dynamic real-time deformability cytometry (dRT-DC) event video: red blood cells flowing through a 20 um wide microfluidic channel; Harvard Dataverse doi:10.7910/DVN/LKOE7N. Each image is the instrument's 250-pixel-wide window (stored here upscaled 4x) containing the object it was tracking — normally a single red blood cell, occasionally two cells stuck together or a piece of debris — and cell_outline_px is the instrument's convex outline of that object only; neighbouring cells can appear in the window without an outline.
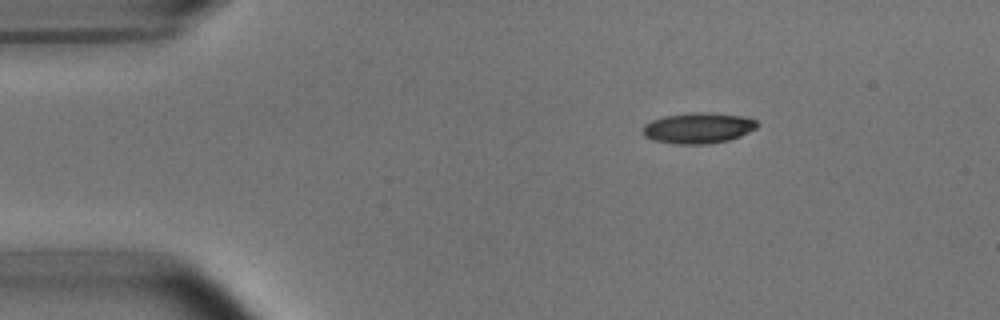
{"species": "common noctule bat (a hibernating species)", "species_latin": "Nyctalus noctula", "temperature_condition": "room temperature", "stored_images_in_passage": 45, "camera_frame_rate_fps": 3000, "um_per_image_px": 0.085, "animal": {"sex": "male", "body_mass_g": 15.6}, "frame": {"image": 1, "passage_image": 1, "time_ms": 0.0, "image_size_px": [1000, 320], "cell_outline_px": [[760, 124], [756, 128], [740, 136], [728, 140], [708, 144], [676, 144], [652, 140], [644, 136], [640, 132], [640, 128], [644, 124], [652, 120], [664, 116], [688, 112], [712, 112], [744, 116], [756, 120]], "centroid_in_image_um": [59.31, 10.87], "position_along_channel_um": 25.7, "area_um2": 20.92}}
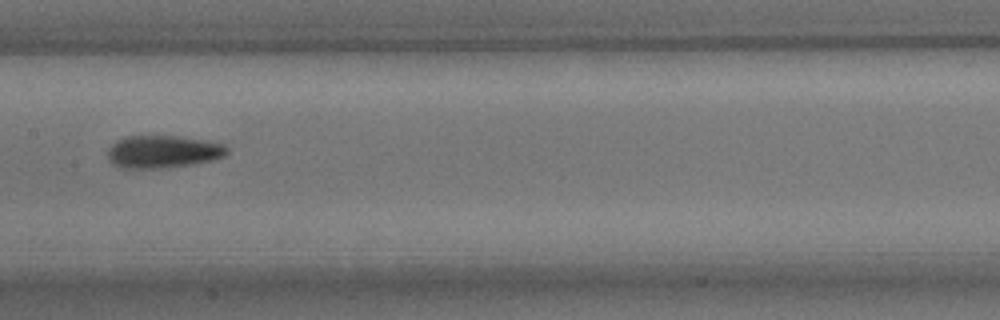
{"frame": {"image": 2, "passage_image": 19, "time_ms": 6.0, "image_size_px": [1000, 320], "cell_outline_px": [[228, 152], [224, 156], [212, 160], [192, 164], [164, 168], [120, 168], [112, 164], [108, 160], [108, 148], [116, 140], [124, 136], [176, 136], [208, 140], [224, 144], [228, 148]], "centroid_in_image_um": [13.84, 12.89], "position_along_channel_um": 193.6, "area_um2": 22.89}}
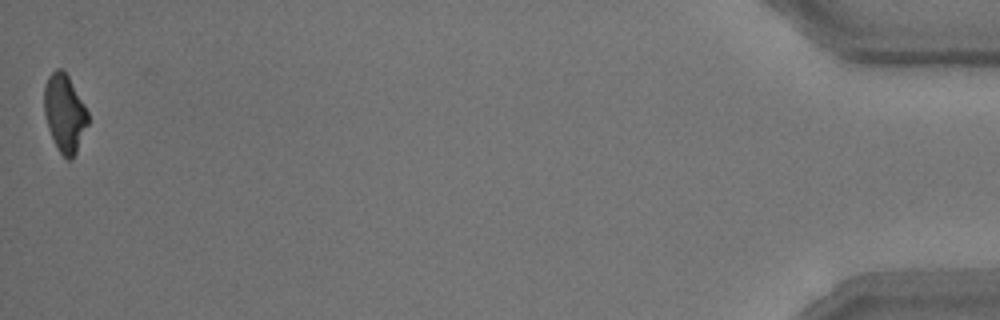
{"frame": {"image": 3, "passage_image": 45, "time_ms": 14.667, "image_size_px": [1000, 320], "cell_outline_px": [[88, 124], [76, 152], [72, 160], [68, 160], [60, 152], [48, 128], [44, 112], [44, 84], [48, 76], [56, 68], [60, 68], [68, 76], [84, 104], [88, 112]], "centroid_in_image_um": [5.48, 9.6], "position_along_channel_um": 429.7, "area_um2": 19.59}, "authors_computed_cell_mechanics": {"area_um2": 21.2126, "velocity_mm_per_s": 3.8032, "shape_relaxation_time_tau1_ms": 3.2114, "shape_relaxation_time_tau2_ms": 3.4969, "deformation_change_tau1": 0.1526, "deformation_change_tau2": 0.1195}}